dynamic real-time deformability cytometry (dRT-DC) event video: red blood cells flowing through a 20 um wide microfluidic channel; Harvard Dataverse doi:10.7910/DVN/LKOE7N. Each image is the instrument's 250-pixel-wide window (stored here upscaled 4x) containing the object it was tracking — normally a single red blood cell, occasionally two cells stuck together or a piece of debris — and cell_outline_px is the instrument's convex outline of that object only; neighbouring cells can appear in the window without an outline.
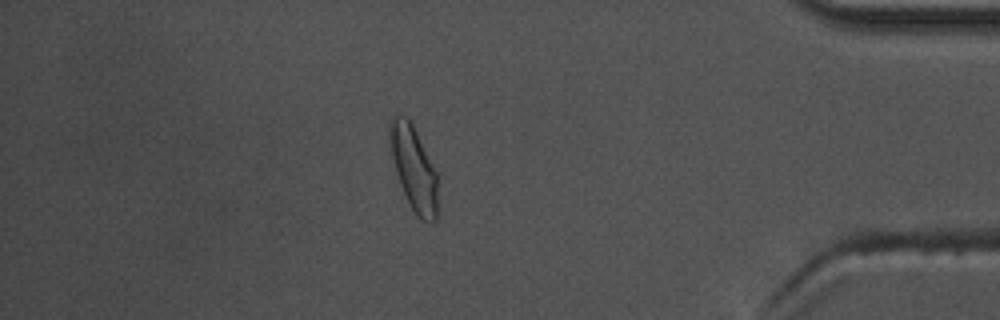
{"species": "common noctule bat (a hibernating species)", "species_latin": "Nyctalus noctula", "temperature_condition": "warm", "stored_images_in_passage": 49, "camera_frame_rate_fps": 3000, "um_per_image_px": 0.085, "animal": {"sex": "male", "body_mass_g": 17.5, "forearm_length_mm": 52.3}, "frame": {"image": 1, "passage_image": 42, "time_ms": 13.667, "image_size_px": [1000, 320], "cell_outline_px": [[436, 220], [432, 224], [416, 216], [400, 184], [396, 172], [392, 156], [388, 132], [388, 124], [392, 116], [404, 116], [412, 124], [436, 172]], "centroid_in_image_um": [35.14, 14.3], "position_along_channel_um": 400.1, "area_um2": 22.89}, "authors_computed_cell_mechanics": {"area_um2": 21.2126, "velocity_mm_per_s": 3.6386, "shape_relaxation_time_tau1_ms": 5.0531, "shape_relaxation_time_tau2_ms": 1.4513, "deformation_change_tau1": 0.1328, "deformation_change_tau2": 0.0762}}